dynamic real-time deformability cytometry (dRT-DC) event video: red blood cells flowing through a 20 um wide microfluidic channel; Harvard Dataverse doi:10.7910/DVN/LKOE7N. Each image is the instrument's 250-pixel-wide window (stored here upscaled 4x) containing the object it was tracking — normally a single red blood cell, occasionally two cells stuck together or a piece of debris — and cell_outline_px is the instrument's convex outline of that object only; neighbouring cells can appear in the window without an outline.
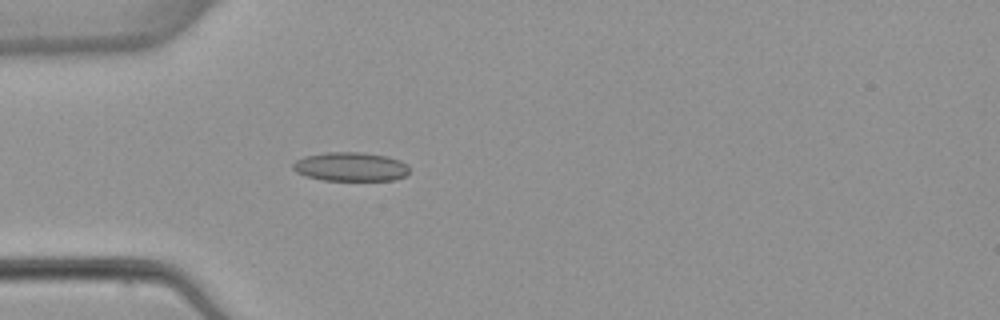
{"species": "common noctule bat (a hibernating species)", "species_latin": "Nyctalus noctula", "temperature_condition": "warm", "stored_images_in_passage": 5, "camera_frame_rate_fps": 3000, "um_per_image_px": 0.085, "animal": {"sex": "female", "body_mass_g": 22.7, "forearm_length_mm": 54.2}, "frame": {"image": 1, "passage_image": 5, "time_ms": 5.0, "image_size_px": [1000, 320], "cell_outline_px": [[408, 172], [404, 176], [392, 180], [324, 180], [304, 176], [296, 172], [292, 168], [292, 164], [296, 160], [304, 156], [324, 152], [364, 152], [388, 156], [400, 160], [408, 164]], "centroid_in_image_um": [29.78, 14.16], "position_along_channel_um": 55.2, "area_um2": 19.83}}